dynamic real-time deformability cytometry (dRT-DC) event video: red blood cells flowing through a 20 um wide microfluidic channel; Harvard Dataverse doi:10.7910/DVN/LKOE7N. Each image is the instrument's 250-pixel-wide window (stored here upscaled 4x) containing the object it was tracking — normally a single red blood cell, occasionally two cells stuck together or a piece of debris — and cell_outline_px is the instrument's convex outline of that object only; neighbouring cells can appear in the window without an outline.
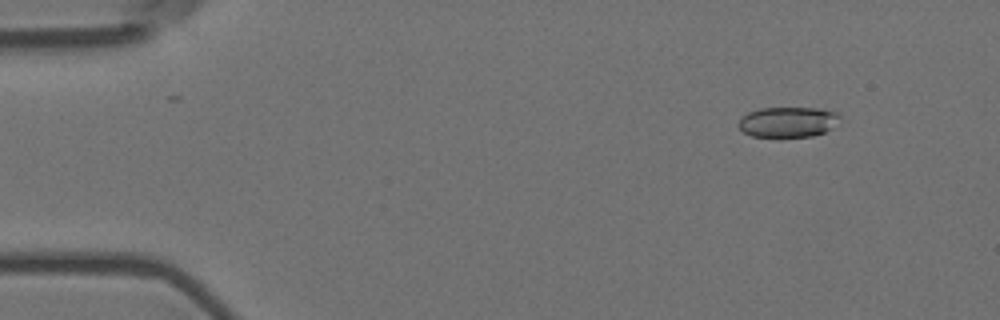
{"species": "Egyptian fruit bat (a non-hibernating species)", "species_latin": "Rousettus aegyptiacus", "temperature_condition": "room temperature", "stored_images_in_passage": 4, "camera_frame_rate_fps": 3000, "um_per_image_px": 0.085, "animal": {"sex": "female"}, "frame": {"image": 1, "passage_image": 1, "time_ms": 0.0, "image_size_px": [1000, 320], "cell_outline_px": [[840, 116], [832, 128], [824, 132], [812, 136], [752, 136], [744, 132], [736, 124], [748, 112], [760, 108], [816, 108], [836, 112]], "centroid_in_image_um": [66.96, 10.36], "position_along_channel_um": 18.0, "area_um2": 17.63}}
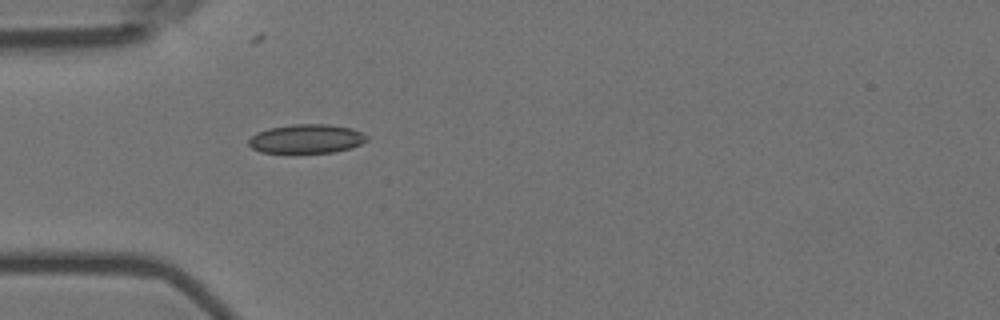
{"frame": {"image": 2, "passage_image": 4, "time_ms": 1.0, "image_size_px": [1000, 320], "cell_outline_px": [[368, 140], [352, 148], [332, 152], [260, 152], [252, 148], [248, 144], [248, 140], [256, 132], [268, 128], [292, 124], [328, 124], [352, 128], [368, 136]], "centroid_in_image_um": [26.05, 11.78], "position_along_channel_um": 59.0, "area_um2": 19.94}}